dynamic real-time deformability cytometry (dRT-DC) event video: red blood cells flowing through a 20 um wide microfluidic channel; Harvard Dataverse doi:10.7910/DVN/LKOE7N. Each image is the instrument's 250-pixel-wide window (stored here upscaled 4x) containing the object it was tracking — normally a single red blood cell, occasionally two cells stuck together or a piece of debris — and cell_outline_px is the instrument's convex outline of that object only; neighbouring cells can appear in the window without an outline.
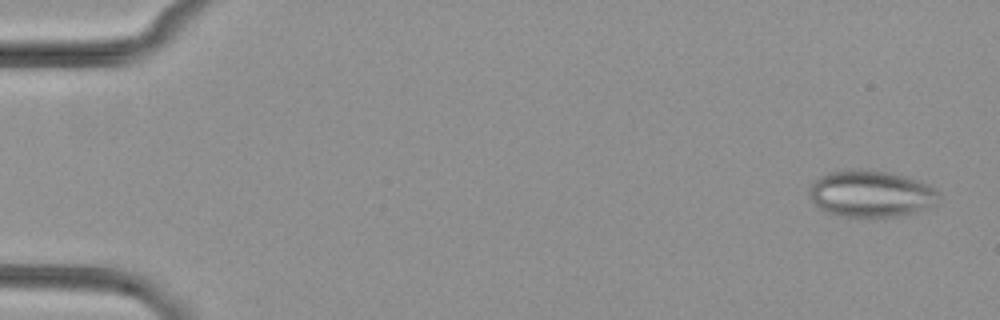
{"species": "common noctule bat (a hibernating species)", "species_latin": "Nyctalus noctula", "temperature_condition": "cold", "stored_images_in_passage": 5, "camera_frame_rate_fps": 3000, "um_per_image_px": 0.085, "animal": {"sex": "female", "body_mass_g": 29.2, "forearm_length_mm": 56.3}, "frame": {"image": 1, "passage_image": 1, "time_ms": 0.0, "image_size_px": [1000, 320], "cell_outline_px": [[940, 192], [936, 204], [928, 208], [896, 216], [844, 216], [828, 212], [820, 208], [812, 200], [808, 192], [808, 188], [812, 180], [828, 172], [856, 168], [860, 168], [888, 172], [904, 176], [928, 184], [936, 188]], "centroid_in_image_um": [74.01, 16.44], "position_along_channel_um": 11.0, "area_um2": 35.26}}